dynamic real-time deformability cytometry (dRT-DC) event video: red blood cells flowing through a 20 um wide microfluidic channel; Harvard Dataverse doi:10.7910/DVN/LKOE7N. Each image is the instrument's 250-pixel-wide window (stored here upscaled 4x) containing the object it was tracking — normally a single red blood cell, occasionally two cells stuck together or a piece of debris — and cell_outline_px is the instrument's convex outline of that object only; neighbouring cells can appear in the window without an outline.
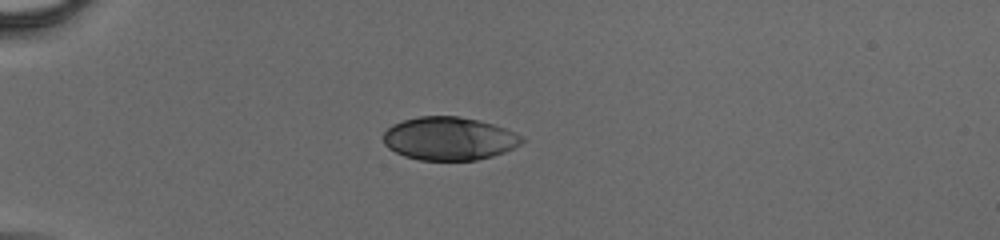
{"species": "human", "species_latin": "Homo sapiens", "temperature_condition": "cold", "stored_images_in_passage": 40, "camera_frame_rate_fps": 3000, "um_per_image_px": 0.085, "donor": {"sex": "male"}, "frame": {"image": 1, "passage_image": 1, "time_ms": 0.0, "image_size_px": [1000, 240], "cell_outline_px": [[524, 140], [520, 144], [504, 152], [492, 156], [476, 160], [420, 160], [404, 156], [388, 148], [384, 144], [384, 132], [392, 124], [404, 120], [420, 116], [460, 116], [480, 120], [504, 128], [520, 136]], "centroid_in_image_um": [38.14, 11.77], "position_along_channel_um": 46.9, "area_um2": 34.68}}
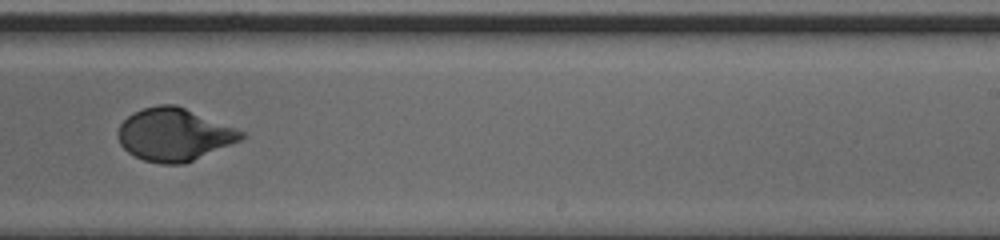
{"frame": {"image": 2, "passage_image": 22, "time_ms": 7.0, "image_size_px": [1000, 240], "cell_outline_px": [[244, 136], [240, 140], [184, 164], [160, 164], [144, 160], [128, 152], [120, 144], [116, 136], [120, 124], [132, 112], [144, 108], [160, 104], [176, 104], [236, 128], [244, 132]], "centroid_in_image_um": [14.76, 11.43], "position_along_channel_um": 274.2, "area_um2": 37.69}}
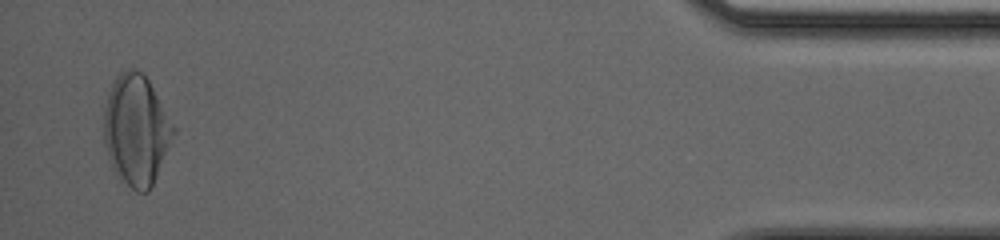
{"frame": {"image": 3, "passage_image": 39, "time_ms": 12.667, "image_size_px": [1000, 240], "cell_outline_px": [[176, 132], [152, 184], [148, 192], [136, 192], [116, 176], [112, 168], [108, 156], [104, 140], [104, 108], [108, 92], [116, 76], [120, 72], [128, 68], [132, 68], [140, 72], [148, 80], [176, 128]], "centroid_in_image_um": [11.56, 11.06], "position_along_channel_um": 423.6, "area_um2": 44.62}}